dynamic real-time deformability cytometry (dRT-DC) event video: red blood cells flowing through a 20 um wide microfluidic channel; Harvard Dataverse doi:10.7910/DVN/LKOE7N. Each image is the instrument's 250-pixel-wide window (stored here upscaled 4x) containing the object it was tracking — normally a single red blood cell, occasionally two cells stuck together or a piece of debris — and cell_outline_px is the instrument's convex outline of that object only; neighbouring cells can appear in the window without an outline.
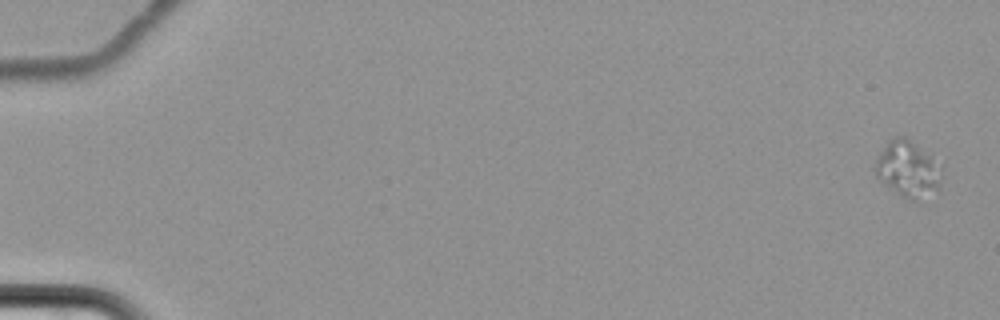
{"species": "common noctule bat (a hibernating species)", "species_latin": "Nyctalus noctula", "temperature_condition": "cold", "stored_images_in_passage": 2, "camera_frame_rate_fps": 3000, "um_per_image_px": 0.085, "animal": {"sex": "female", "body_mass_g": 22.7, "forearm_length_mm": 54.2}, "frame": {"image": 1, "passage_image": 2, "time_ms": 1.333, "image_size_px": [1000, 320], "cell_outline_px": [[944, 168], [940, 180], [936, 188], [920, 204], [916, 204], [880, 180], [876, 176], [876, 160], [880, 152], [888, 140], [896, 136], [904, 136]], "centroid_in_image_um": [77.18, 14.4], "position_along_channel_um": 7.8, "area_um2": 21.27}}